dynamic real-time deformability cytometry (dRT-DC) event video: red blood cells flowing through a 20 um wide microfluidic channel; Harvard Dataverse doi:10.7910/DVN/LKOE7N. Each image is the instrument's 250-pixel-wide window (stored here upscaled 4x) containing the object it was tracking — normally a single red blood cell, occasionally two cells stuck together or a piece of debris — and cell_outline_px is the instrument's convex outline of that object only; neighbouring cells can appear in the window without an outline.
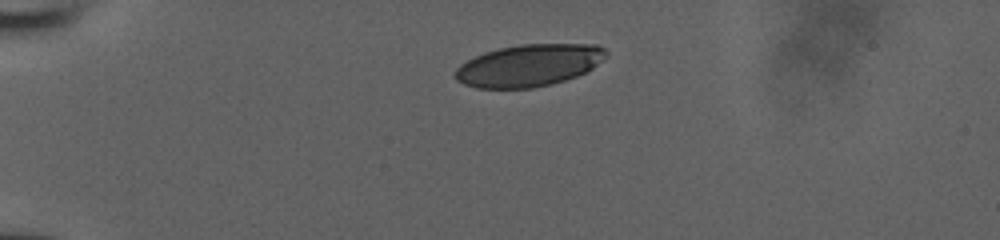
{"species": "human", "species_latin": "Homo sapiens", "temperature_condition": "room temperature", "stored_images_in_passage": 33, "camera_frame_rate_fps": 3000, "um_per_image_px": 0.085, "donor": {"sex": "male"}, "frame": {"image": 1, "passage_image": 1, "time_ms": 0.0, "image_size_px": [1000, 240], "cell_outline_px": [[608, 56], [592, 68], [576, 76], [564, 80], [532, 88], [476, 88], [464, 84], [456, 80], [452, 76], [452, 72], [460, 64], [484, 52], [500, 48], [520, 44], [596, 44], [604, 48], [608, 52]], "centroid_in_image_um": [44.93, 5.55], "position_along_channel_um": 40.1, "area_um2": 37.05}}
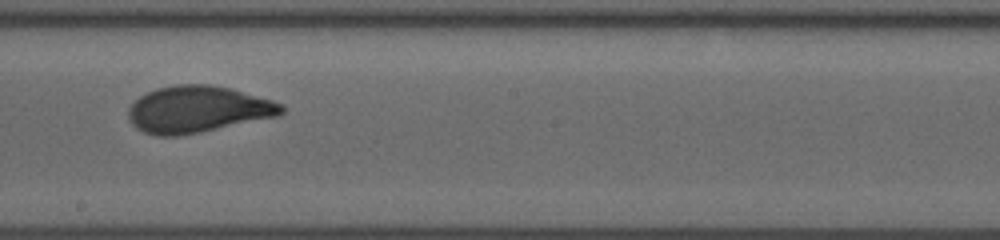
{"frame": {"image": 2, "passage_image": 19, "time_ms": 6.0, "image_size_px": [1000, 240], "cell_outline_px": [[284, 112], [276, 116], [200, 132], [180, 136], [156, 136], [144, 132], [136, 128], [128, 120], [128, 108], [140, 96], [156, 88], [176, 84], [208, 84], [232, 88], [272, 100], [284, 104]], "centroid_in_image_um": [16.79, 9.29], "position_along_channel_um": 231.4, "area_um2": 41.67}}
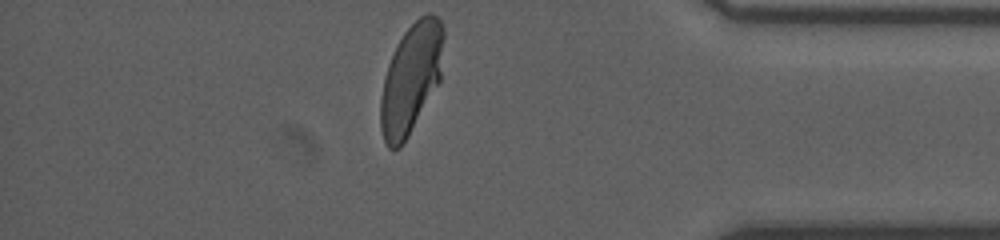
{"frame": {"image": 3, "passage_image": 33, "time_ms": 10.667, "image_size_px": [1000, 240], "cell_outline_px": [[444, 36], [440, 80], [408, 136], [400, 148], [388, 148], [384, 140], [380, 128], [380, 96], [388, 64], [396, 44], [404, 32], [420, 16], [428, 12], [432, 12], [440, 20], [444, 28]], "centroid_in_image_um": [34.93, 6.65], "position_along_channel_um": 400.3, "area_um2": 40.23}}